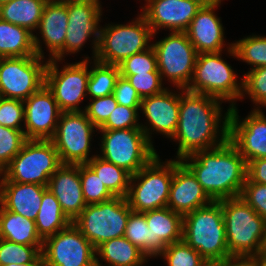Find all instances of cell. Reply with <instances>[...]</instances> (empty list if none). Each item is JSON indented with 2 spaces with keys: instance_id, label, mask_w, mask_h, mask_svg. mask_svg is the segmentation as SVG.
Here are the masks:
<instances>
[{
  "instance_id": "6da1fadb",
  "label": "cell",
  "mask_w": 266,
  "mask_h": 266,
  "mask_svg": "<svg viewBox=\"0 0 266 266\" xmlns=\"http://www.w3.org/2000/svg\"><path fill=\"white\" fill-rule=\"evenodd\" d=\"M179 121L172 139L177 142V160L200 150L212 149L229 139L231 107L224 101L180 88ZM224 113V114H223Z\"/></svg>"
},
{
  "instance_id": "7a4b0ae2",
  "label": "cell",
  "mask_w": 266,
  "mask_h": 266,
  "mask_svg": "<svg viewBox=\"0 0 266 266\" xmlns=\"http://www.w3.org/2000/svg\"><path fill=\"white\" fill-rule=\"evenodd\" d=\"M181 161L212 201L240 196L247 178V163L229 139L215 148L185 156Z\"/></svg>"
},
{
  "instance_id": "3957f363",
  "label": "cell",
  "mask_w": 266,
  "mask_h": 266,
  "mask_svg": "<svg viewBox=\"0 0 266 266\" xmlns=\"http://www.w3.org/2000/svg\"><path fill=\"white\" fill-rule=\"evenodd\" d=\"M219 202L229 254L234 259L255 260L266 245V220L240 196Z\"/></svg>"
},
{
  "instance_id": "277c9868",
  "label": "cell",
  "mask_w": 266,
  "mask_h": 266,
  "mask_svg": "<svg viewBox=\"0 0 266 266\" xmlns=\"http://www.w3.org/2000/svg\"><path fill=\"white\" fill-rule=\"evenodd\" d=\"M183 240L212 263L234 260L227 247L221 203L212 201L183 216Z\"/></svg>"
},
{
  "instance_id": "5b68a950",
  "label": "cell",
  "mask_w": 266,
  "mask_h": 266,
  "mask_svg": "<svg viewBox=\"0 0 266 266\" xmlns=\"http://www.w3.org/2000/svg\"><path fill=\"white\" fill-rule=\"evenodd\" d=\"M101 27L95 60L108 65H119L126 58L152 46V29L140 13L126 24L105 23Z\"/></svg>"
},
{
  "instance_id": "8992f818",
  "label": "cell",
  "mask_w": 266,
  "mask_h": 266,
  "mask_svg": "<svg viewBox=\"0 0 266 266\" xmlns=\"http://www.w3.org/2000/svg\"><path fill=\"white\" fill-rule=\"evenodd\" d=\"M222 53L224 51L197 55L193 77L186 90L218 98L234 107L242 95V78L238 80V74L223 59Z\"/></svg>"
},
{
  "instance_id": "52a82bcc",
  "label": "cell",
  "mask_w": 266,
  "mask_h": 266,
  "mask_svg": "<svg viewBox=\"0 0 266 266\" xmlns=\"http://www.w3.org/2000/svg\"><path fill=\"white\" fill-rule=\"evenodd\" d=\"M157 154L131 175L126 200L133 212L144 213L167 207L173 177V159L164 162Z\"/></svg>"
},
{
  "instance_id": "ba28073f",
  "label": "cell",
  "mask_w": 266,
  "mask_h": 266,
  "mask_svg": "<svg viewBox=\"0 0 266 266\" xmlns=\"http://www.w3.org/2000/svg\"><path fill=\"white\" fill-rule=\"evenodd\" d=\"M62 165L51 140L28 139L2 171L0 182L48 186L52 174Z\"/></svg>"
},
{
  "instance_id": "9c48e42d",
  "label": "cell",
  "mask_w": 266,
  "mask_h": 266,
  "mask_svg": "<svg viewBox=\"0 0 266 266\" xmlns=\"http://www.w3.org/2000/svg\"><path fill=\"white\" fill-rule=\"evenodd\" d=\"M100 132V154L97 155L125 169L131 175L137 173L157 155L156 148L141 128L98 130V134Z\"/></svg>"
},
{
  "instance_id": "30bf717a",
  "label": "cell",
  "mask_w": 266,
  "mask_h": 266,
  "mask_svg": "<svg viewBox=\"0 0 266 266\" xmlns=\"http://www.w3.org/2000/svg\"><path fill=\"white\" fill-rule=\"evenodd\" d=\"M131 212L126 198L113 197L97 204H88L73 224L96 249L105 241L124 236Z\"/></svg>"
},
{
  "instance_id": "8fae6325",
  "label": "cell",
  "mask_w": 266,
  "mask_h": 266,
  "mask_svg": "<svg viewBox=\"0 0 266 266\" xmlns=\"http://www.w3.org/2000/svg\"><path fill=\"white\" fill-rule=\"evenodd\" d=\"M101 3L100 0L67 2L68 25L64 48L53 59L64 61L67 55L79 53L90 38L92 56L84 55L82 60H95L102 27L100 22L103 20Z\"/></svg>"
},
{
  "instance_id": "7c38bea8",
  "label": "cell",
  "mask_w": 266,
  "mask_h": 266,
  "mask_svg": "<svg viewBox=\"0 0 266 266\" xmlns=\"http://www.w3.org/2000/svg\"><path fill=\"white\" fill-rule=\"evenodd\" d=\"M152 47L162 81L167 79L173 88L186 89L192 80L198 55L186 33L169 32L165 38L155 40Z\"/></svg>"
},
{
  "instance_id": "4fadbf2b",
  "label": "cell",
  "mask_w": 266,
  "mask_h": 266,
  "mask_svg": "<svg viewBox=\"0 0 266 266\" xmlns=\"http://www.w3.org/2000/svg\"><path fill=\"white\" fill-rule=\"evenodd\" d=\"M60 63H62L60 60H48L45 69V85L52 92L62 112H83L79 105L87 98L89 60L66 63L61 69Z\"/></svg>"
},
{
  "instance_id": "5bb4252c",
  "label": "cell",
  "mask_w": 266,
  "mask_h": 266,
  "mask_svg": "<svg viewBox=\"0 0 266 266\" xmlns=\"http://www.w3.org/2000/svg\"><path fill=\"white\" fill-rule=\"evenodd\" d=\"M98 128L83 112H62L54 136L50 139L62 164H87L96 155H90L92 137ZM91 156V157H90Z\"/></svg>"
},
{
  "instance_id": "9a60e30c",
  "label": "cell",
  "mask_w": 266,
  "mask_h": 266,
  "mask_svg": "<svg viewBox=\"0 0 266 266\" xmlns=\"http://www.w3.org/2000/svg\"><path fill=\"white\" fill-rule=\"evenodd\" d=\"M48 60L34 56L0 58V97L24 101L45 84Z\"/></svg>"
},
{
  "instance_id": "2e32d148",
  "label": "cell",
  "mask_w": 266,
  "mask_h": 266,
  "mask_svg": "<svg viewBox=\"0 0 266 266\" xmlns=\"http://www.w3.org/2000/svg\"><path fill=\"white\" fill-rule=\"evenodd\" d=\"M44 266H96L93 245L73 224L43 241Z\"/></svg>"
},
{
  "instance_id": "e0dca14e",
  "label": "cell",
  "mask_w": 266,
  "mask_h": 266,
  "mask_svg": "<svg viewBox=\"0 0 266 266\" xmlns=\"http://www.w3.org/2000/svg\"><path fill=\"white\" fill-rule=\"evenodd\" d=\"M238 113L237 106L231 107L229 140L247 164L254 159L266 158V115L263 109H253L245 118Z\"/></svg>"
},
{
  "instance_id": "ac0fdd59",
  "label": "cell",
  "mask_w": 266,
  "mask_h": 266,
  "mask_svg": "<svg viewBox=\"0 0 266 266\" xmlns=\"http://www.w3.org/2000/svg\"><path fill=\"white\" fill-rule=\"evenodd\" d=\"M177 91L166 88L163 92L142 98L140 114L145 116V124L140 123L149 142L154 146L152 135L159 133L172 139L179 121L180 88ZM175 92V93H174Z\"/></svg>"
},
{
  "instance_id": "d6986e66",
  "label": "cell",
  "mask_w": 266,
  "mask_h": 266,
  "mask_svg": "<svg viewBox=\"0 0 266 266\" xmlns=\"http://www.w3.org/2000/svg\"><path fill=\"white\" fill-rule=\"evenodd\" d=\"M140 13L156 36L161 30L185 32L204 4L201 0H144ZM145 5V6H144Z\"/></svg>"
},
{
  "instance_id": "ffe728a7",
  "label": "cell",
  "mask_w": 266,
  "mask_h": 266,
  "mask_svg": "<svg viewBox=\"0 0 266 266\" xmlns=\"http://www.w3.org/2000/svg\"><path fill=\"white\" fill-rule=\"evenodd\" d=\"M23 103V130L26 138L50 140L55 134L62 113L52 92L44 84Z\"/></svg>"
},
{
  "instance_id": "44dd1931",
  "label": "cell",
  "mask_w": 266,
  "mask_h": 266,
  "mask_svg": "<svg viewBox=\"0 0 266 266\" xmlns=\"http://www.w3.org/2000/svg\"><path fill=\"white\" fill-rule=\"evenodd\" d=\"M223 0L203 4L189 24L185 33L198 54L218 53L233 48V42H225L221 17L215 13ZM228 45V46H227Z\"/></svg>"
},
{
  "instance_id": "7402d4cb",
  "label": "cell",
  "mask_w": 266,
  "mask_h": 266,
  "mask_svg": "<svg viewBox=\"0 0 266 266\" xmlns=\"http://www.w3.org/2000/svg\"><path fill=\"white\" fill-rule=\"evenodd\" d=\"M211 202L192 171L181 160L174 158L167 207L184 216Z\"/></svg>"
},
{
  "instance_id": "603a6c76",
  "label": "cell",
  "mask_w": 266,
  "mask_h": 266,
  "mask_svg": "<svg viewBox=\"0 0 266 266\" xmlns=\"http://www.w3.org/2000/svg\"><path fill=\"white\" fill-rule=\"evenodd\" d=\"M67 25V3L47 2L37 32L33 34L35 52L39 57L46 58L42 50L44 45L49 53L47 60L53 59L64 48Z\"/></svg>"
},
{
  "instance_id": "cb8c5ba5",
  "label": "cell",
  "mask_w": 266,
  "mask_h": 266,
  "mask_svg": "<svg viewBox=\"0 0 266 266\" xmlns=\"http://www.w3.org/2000/svg\"><path fill=\"white\" fill-rule=\"evenodd\" d=\"M47 188L59 201L62 211L71 222L87 206L82 193L80 164H62L50 177Z\"/></svg>"
},
{
  "instance_id": "d4e9b609",
  "label": "cell",
  "mask_w": 266,
  "mask_h": 266,
  "mask_svg": "<svg viewBox=\"0 0 266 266\" xmlns=\"http://www.w3.org/2000/svg\"><path fill=\"white\" fill-rule=\"evenodd\" d=\"M150 227V257L156 258L167 245L183 239V215L168 207L145 212Z\"/></svg>"
},
{
  "instance_id": "484cf974",
  "label": "cell",
  "mask_w": 266,
  "mask_h": 266,
  "mask_svg": "<svg viewBox=\"0 0 266 266\" xmlns=\"http://www.w3.org/2000/svg\"><path fill=\"white\" fill-rule=\"evenodd\" d=\"M47 189L38 184L0 182V199L6 210L35 220Z\"/></svg>"
},
{
  "instance_id": "4316f807",
  "label": "cell",
  "mask_w": 266,
  "mask_h": 266,
  "mask_svg": "<svg viewBox=\"0 0 266 266\" xmlns=\"http://www.w3.org/2000/svg\"><path fill=\"white\" fill-rule=\"evenodd\" d=\"M96 266H137L148 256L124 236L103 242L95 249ZM100 259V260H99ZM102 261L106 262L104 265Z\"/></svg>"
},
{
  "instance_id": "83f0119b",
  "label": "cell",
  "mask_w": 266,
  "mask_h": 266,
  "mask_svg": "<svg viewBox=\"0 0 266 266\" xmlns=\"http://www.w3.org/2000/svg\"><path fill=\"white\" fill-rule=\"evenodd\" d=\"M47 0H12L0 5V19L27 28L34 34Z\"/></svg>"
},
{
  "instance_id": "f1b7e54d",
  "label": "cell",
  "mask_w": 266,
  "mask_h": 266,
  "mask_svg": "<svg viewBox=\"0 0 266 266\" xmlns=\"http://www.w3.org/2000/svg\"><path fill=\"white\" fill-rule=\"evenodd\" d=\"M37 55L33 33L27 28L0 19V58Z\"/></svg>"
},
{
  "instance_id": "f546056e",
  "label": "cell",
  "mask_w": 266,
  "mask_h": 266,
  "mask_svg": "<svg viewBox=\"0 0 266 266\" xmlns=\"http://www.w3.org/2000/svg\"><path fill=\"white\" fill-rule=\"evenodd\" d=\"M35 223L37 233L44 241L46 238L65 229L72 222L62 211L60 203L53 193L47 189L43 193L41 206L35 219Z\"/></svg>"
},
{
  "instance_id": "4dcf8cb0",
  "label": "cell",
  "mask_w": 266,
  "mask_h": 266,
  "mask_svg": "<svg viewBox=\"0 0 266 266\" xmlns=\"http://www.w3.org/2000/svg\"><path fill=\"white\" fill-rule=\"evenodd\" d=\"M1 238L22 245H43V240L37 233L35 220L27 219L4 207L1 219Z\"/></svg>"
},
{
  "instance_id": "1f68e13d",
  "label": "cell",
  "mask_w": 266,
  "mask_h": 266,
  "mask_svg": "<svg viewBox=\"0 0 266 266\" xmlns=\"http://www.w3.org/2000/svg\"><path fill=\"white\" fill-rule=\"evenodd\" d=\"M87 165L97 174L114 197H126L131 179L129 172L104 160L97 154Z\"/></svg>"
},
{
  "instance_id": "d6a6232c",
  "label": "cell",
  "mask_w": 266,
  "mask_h": 266,
  "mask_svg": "<svg viewBox=\"0 0 266 266\" xmlns=\"http://www.w3.org/2000/svg\"><path fill=\"white\" fill-rule=\"evenodd\" d=\"M90 74L87 86V99L105 97L113 94L120 76L119 66L89 60ZM92 64V65H91Z\"/></svg>"
},
{
  "instance_id": "836d02e7",
  "label": "cell",
  "mask_w": 266,
  "mask_h": 266,
  "mask_svg": "<svg viewBox=\"0 0 266 266\" xmlns=\"http://www.w3.org/2000/svg\"><path fill=\"white\" fill-rule=\"evenodd\" d=\"M226 54L250 65V70L266 66V36L249 35L236 42Z\"/></svg>"
},
{
  "instance_id": "e575fe53",
  "label": "cell",
  "mask_w": 266,
  "mask_h": 266,
  "mask_svg": "<svg viewBox=\"0 0 266 266\" xmlns=\"http://www.w3.org/2000/svg\"><path fill=\"white\" fill-rule=\"evenodd\" d=\"M244 97L253 102L254 110L266 108V66L254 68L243 74L240 100Z\"/></svg>"
},
{
  "instance_id": "d590c367",
  "label": "cell",
  "mask_w": 266,
  "mask_h": 266,
  "mask_svg": "<svg viewBox=\"0 0 266 266\" xmlns=\"http://www.w3.org/2000/svg\"><path fill=\"white\" fill-rule=\"evenodd\" d=\"M163 257L167 266H202L206 260L183 239L166 248L157 256Z\"/></svg>"
},
{
  "instance_id": "8d00e7d4",
  "label": "cell",
  "mask_w": 266,
  "mask_h": 266,
  "mask_svg": "<svg viewBox=\"0 0 266 266\" xmlns=\"http://www.w3.org/2000/svg\"><path fill=\"white\" fill-rule=\"evenodd\" d=\"M80 180L83 198L87 205L104 202L114 197L87 164H80Z\"/></svg>"
},
{
  "instance_id": "74e56055",
  "label": "cell",
  "mask_w": 266,
  "mask_h": 266,
  "mask_svg": "<svg viewBox=\"0 0 266 266\" xmlns=\"http://www.w3.org/2000/svg\"><path fill=\"white\" fill-rule=\"evenodd\" d=\"M43 245H22L0 239V265L33 262L42 251Z\"/></svg>"
},
{
  "instance_id": "f35d334b",
  "label": "cell",
  "mask_w": 266,
  "mask_h": 266,
  "mask_svg": "<svg viewBox=\"0 0 266 266\" xmlns=\"http://www.w3.org/2000/svg\"><path fill=\"white\" fill-rule=\"evenodd\" d=\"M28 139L24 130L0 125V171L2 172L20 152Z\"/></svg>"
},
{
  "instance_id": "ab89813d",
  "label": "cell",
  "mask_w": 266,
  "mask_h": 266,
  "mask_svg": "<svg viewBox=\"0 0 266 266\" xmlns=\"http://www.w3.org/2000/svg\"><path fill=\"white\" fill-rule=\"evenodd\" d=\"M124 237L150 257V227L145 212H131L126 224Z\"/></svg>"
},
{
  "instance_id": "60d3db41",
  "label": "cell",
  "mask_w": 266,
  "mask_h": 266,
  "mask_svg": "<svg viewBox=\"0 0 266 266\" xmlns=\"http://www.w3.org/2000/svg\"><path fill=\"white\" fill-rule=\"evenodd\" d=\"M140 107H126L119 105L111 112L108 119L98 128V130H116L141 128Z\"/></svg>"
},
{
  "instance_id": "b9f144b4",
  "label": "cell",
  "mask_w": 266,
  "mask_h": 266,
  "mask_svg": "<svg viewBox=\"0 0 266 266\" xmlns=\"http://www.w3.org/2000/svg\"><path fill=\"white\" fill-rule=\"evenodd\" d=\"M120 75H135L137 73L159 72L156 54L151 46L149 49L126 58L119 65Z\"/></svg>"
},
{
  "instance_id": "7bdbcfd3",
  "label": "cell",
  "mask_w": 266,
  "mask_h": 266,
  "mask_svg": "<svg viewBox=\"0 0 266 266\" xmlns=\"http://www.w3.org/2000/svg\"><path fill=\"white\" fill-rule=\"evenodd\" d=\"M128 79L141 98L163 92L166 88L159 72L137 73L135 75H121Z\"/></svg>"
},
{
  "instance_id": "ee69618b",
  "label": "cell",
  "mask_w": 266,
  "mask_h": 266,
  "mask_svg": "<svg viewBox=\"0 0 266 266\" xmlns=\"http://www.w3.org/2000/svg\"><path fill=\"white\" fill-rule=\"evenodd\" d=\"M24 103L21 100L0 97V125L23 130Z\"/></svg>"
},
{
  "instance_id": "f6af8a7d",
  "label": "cell",
  "mask_w": 266,
  "mask_h": 266,
  "mask_svg": "<svg viewBox=\"0 0 266 266\" xmlns=\"http://www.w3.org/2000/svg\"><path fill=\"white\" fill-rule=\"evenodd\" d=\"M88 100H90V102L82 108L87 117L97 128L108 119L109 115L118 104L113 95Z\"/></svg>"
},
{
  "instance_id": "bcb514c9",
  "label": "cell",
  "mask_w": 266,
  "mask_h": 266,
  "mask_svg": "<svg viewBox=\"0 0 266 266\" xmlns=\"http://www.w3.org/2000/svg\"><path fill=\"white\" fill-rule=\"evenodd\" d=\"M240 197L266 220V185L252 182L247 177Z\"/></svg>"
},
{
  "instance_id": "7dc6e473",
  "label": "cell",
  "mask_w": 266,
  "mask_h": 266,
  "mask_svg": "<svg viewBox=\"0 0 266 266\" xmlns=\"http://www.w3.org/2000/svg\"><path fill=\"white\" fill-rule=\"evenodd\" d=\"M119 105L126 107H140L142 98L130 84L127 78L118 77L112 94Z\"/></svg>"
},
{
  "instance_id": "c3c4849f",
  "label": "cell",
  "mask_w": 266,
  "mask_h": 266,
  "mask_svg": "<svg viewBox=\"0 0 266 266\" xmlns=\"http://www.w3.org/2000/svg\"><path fill=\"white\" fill-rule=\"evenodd\" d=\"M247 177L252 182L266 185V158L251 160L247 164Z\"/></svg>"
},
{
  "instance_id": "681fc988",
  "label": "cell",
  "mask_w": 266,
  "mask_h": 266,
  "mask_svg": "<svg viewBox=\"0 0 266 266\" xmlns=\"http://www.w3.org/2000/svg\"><path fill=\"white\" fill-rule=\"evenodd\" d=\"M212 266H256L252 259H234L228 262L213 263Z\"/></svg>"
},
{
  "instance_id": "f907efd6",
  "label": "cell",
  "mask_w": 266,
  "mask_h": 266,
  "mask_svg": "<svg viewBox=\"0 0 266 266\" xmlns=\"http://www.w3.org/2000/svg\"><path fill=\"white\" fill-rule=\"evenodd\" d=\"M0 266H44V259L42 256V253L33 261L30 263H23V264H7V265H0Z\"/></svg>"
},
{
  "instance_id": "816d5d0a",
  "label": "cell",
  "mask_w": 266,
  "mask_h": 266,
  "mask_svg": "<svg viewBox=\"0 0 266 266\" xmlns=\"http://www.w3.org/2000/svg\"><path fill=\"white\" fill-rule=\"evenodd\" d=\"M256 266H266V245L260 255L255 259Z\"/></svg>"
},
{
  "instance_id": "f5cc1de1",
  "label": "cell",
  "mask_w": 266,
  "mask_h": 266,
  "mask_svg": "<svg viewBox=\"0 0 266 266\" xmlns=\"http://www.w3.org/2000/svg\"><path fill=\"white\" fill-rule=\"evenodd\" d=\"M75 1H84V0H47V2H51V3H67V2H75Z\"/></svg>"
},
{
  "instance_id": "db71d44e",
  "label": "cell",
  "mask_w": 266,
  "mask_h": 266,
  "mask_svg": "<svg viewBox=\"0 0 266 266\" xmlns=\"http://www.w3.org/2000/svg\"><path fill=\"white\" fill-rule=\"evenodd\" d=\"M2 215H3V204H2V201L0 199V239H1V219H2Z\"/></svg>"
},
{
  "instance_id": "11a10c76",
  "label": "cell",
  "mask_w": 266,
  "mask_h": 266,
  "mask_svg": "<svg viewBox=\"0 0 266 266\" xmlns=\"http://www.w3.org/2000/svg\"><path fill=\"white\" fill-rule=\"evenodd\" d=\"M149 259H152V257H148L146 258V260H144L141 264L137 265V266H147V263L150 261ZM146 264V265H145Z\"/></svg>"
},
{
  "instance_id": "9f6ffc18",
  "label": "cell",
  "mask_w": 266,
  "mask_h": 266,
  "mask_svg": "<svg viewBox=\"0 0 266 266\" xmlns=\"http://www.w3.org/2000/svg\"><path fill=\"white\" fill-rule=\"evenodd\" d=\"M212 262L206 261L202 266H212Z\"/></svg>"
},
{
  "instance_id": "6f0895ef",
  "label": "cell",
  "mask_w": 266,
  "mask_h": 266,
  "mask_svg": "<svg viewBox=\"0 0 266 266\" xmlns=\"http://www.w3.org/2000/svg\"><path fill=\"white\" fill-rule=\"evenodd\" d=\"M9 1H12V0H0V5L3 3L9 2Z\"/></svg>"
},
{
  "instance_id": "680465c9",
  "label": "cell",
  "mask_w": 266,
  "mask_h": 266,
  "mask_svg": "<svg viewBox=\"0 0 266 266\" xmlns=\"http://www.w3.org/2000/svg\"><path fill=\"white\" fill-rule=\"evenodd\" d=\"M204 4L211 2L212 0H201Z\"/></svg>"
}]
</instances>
